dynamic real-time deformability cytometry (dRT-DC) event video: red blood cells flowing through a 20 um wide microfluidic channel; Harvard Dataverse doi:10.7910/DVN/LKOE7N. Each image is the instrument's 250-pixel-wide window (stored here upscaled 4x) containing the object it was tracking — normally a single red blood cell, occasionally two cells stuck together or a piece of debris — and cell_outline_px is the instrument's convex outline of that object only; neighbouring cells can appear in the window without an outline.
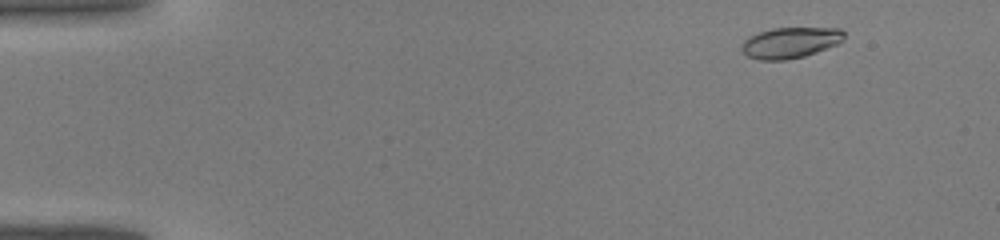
{"species": "common noctule bat (a hibernating species)", "species_latin": "Nyctalus noctula", "temperature_condition": "warm", "stored_images_in_passage": 42, "camera_frame_rate_fps": 3000, "um_per_image_px": 0.085, "animal": {"sex": "male", "body_mass_g": 19.0, "forearm_length_mm": 50.8}, "frame": {"image": 1, "passage_image": 3, "time_ms": 0.667, "image_size_px": [1000, 240], "cell_outline_px": [[844, 36], [836, 44], [816, 52], [804, 56], [788, 60], [760, 60], [748, 56], [740, 48], [744, 40], [748, 36], [772, 28], [840, 28], [844, 32]], "centroid_in_image_um": [67.13, 3.62], "position_along_channel_um": 17.9, "area_um2": 18.26}}
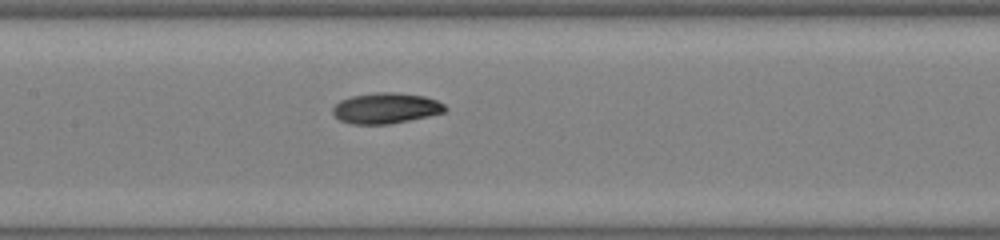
{"frame": {"image": 2, "passage_image": 20, "time_ms": 6.333, "image_size_px": [1000, 240], "cell_outline_px": [[448, 108], [444, 112], [428, 116], [388, 124], [352, 124], [340, 120], [332, 112], [332, 108], [340, 100], [352, 96], [376, 92], [396, 92], [424, 96], [436, 100], [444, 104]], "centroid_in_image_um": [32.8, 9.19], "position_along_channel_um": 174.6, "area_um2": 20.0}}
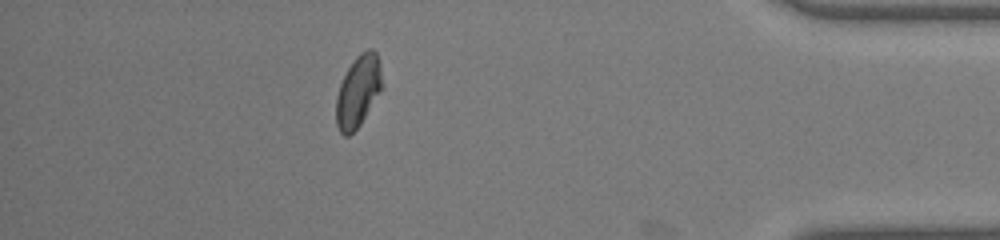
{"frame": {"image": 3, "passage_image": 37, "time_ms": 12.0, "image_size_px": [1000, 240], "cell_outline_px": [[384, 88], [360, 124], [348, 136], [344, 136], [340, 132], [336, 124], [336, 96], [340, 84], [348, 68], [356, 56], [360, 52], [368, 48], [372, 48], [376, 52], [380, 60]], "centroid_in_image_um": [30.48, 7.72], "position_along_channel_um": 404.7, "area_um2": 19.54}}